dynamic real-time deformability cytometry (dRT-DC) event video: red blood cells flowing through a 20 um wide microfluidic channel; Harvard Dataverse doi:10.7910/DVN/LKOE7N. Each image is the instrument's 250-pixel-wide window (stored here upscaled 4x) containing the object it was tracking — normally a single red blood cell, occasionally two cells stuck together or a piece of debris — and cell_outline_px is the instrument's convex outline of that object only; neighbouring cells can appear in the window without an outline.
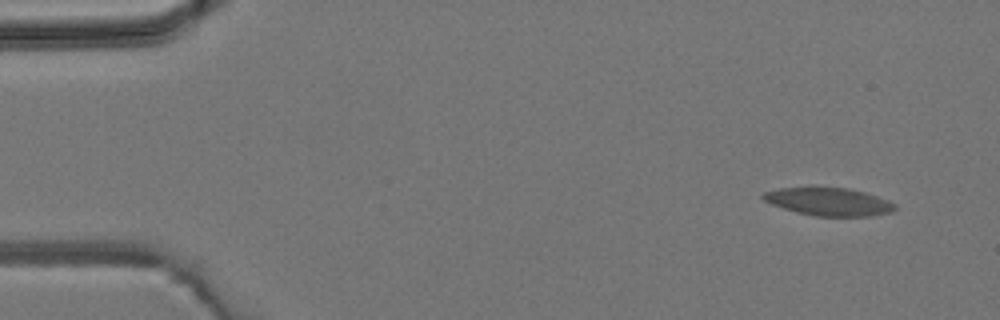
{"species": "common noctule bat (a hibernating species)", "species_latin": "Nyctalus noctula", "temperature_condition": "room temperature", "stored_images_in_passage": 4, "camera_frame_rate_fps": 3000, "um_per_image_px": 0.085, "animal": {"sex": "male", "body_mass_g": 19.2, "forearm_length_mm": 51.8}, "frame": {"image": 1, "passage_image": 1, "time_ms": 0.0, "image_size_px": [1000, 320], "cell_outline_px": [[896, 208], [892, 212], [872, 216], [816, 216], [796, 212], [772, 204], [764, 200], [760, 196], [764, 192], [780, 188], [812, 184], [816, 184], [848, 188], [864, 192], [888, 200], [896, 204]], "centroid_in_image_um": [70.41, 17.09], "position_along_channel_um": 14.6, "area_um2": 22.25}}